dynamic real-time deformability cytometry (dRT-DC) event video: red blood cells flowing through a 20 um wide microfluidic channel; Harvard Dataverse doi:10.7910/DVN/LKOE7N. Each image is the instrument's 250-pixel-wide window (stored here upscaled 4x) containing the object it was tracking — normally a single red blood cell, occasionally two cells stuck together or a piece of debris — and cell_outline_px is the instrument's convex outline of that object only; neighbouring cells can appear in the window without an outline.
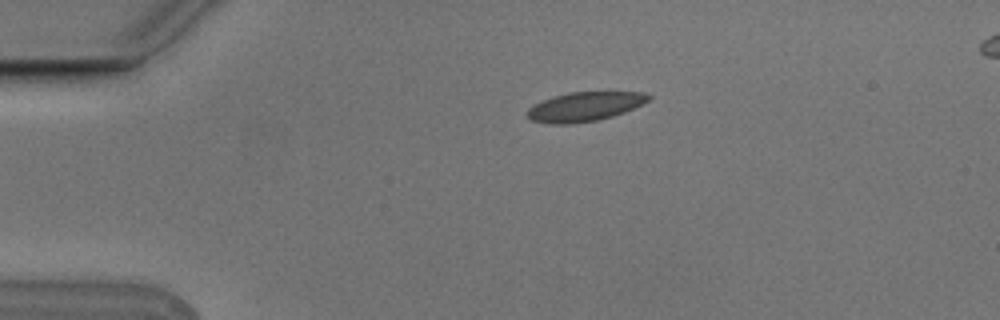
{"species": "Egyptian fruit bat (a non-hibernating species)", "species_latin": "Rousettus aegyptiacus", "temperature_condition": "cold", "stored_images_in_passage": 3, "camera_frame_rate_fps": 3000, "um_per_image_px": 0.085, "animal": {"sex": "male"}, "frame": {"image": 1, "passage_image": 1, "time_ms": 0.0, "image_size_px": [1000, 320], "cell_outline_px": [[652, 100], [624, 112], [612, 116], [596, 120], [572, 124], [548, 124], [532, 120], [528, 116], [528, 108], [544, 100], [568, 92], [644, 92], [652, 96]], "centroid_in_image_um": [49.75, 9.06], "position_along_channel_um": 35.2, "area_um2": 20.52}}